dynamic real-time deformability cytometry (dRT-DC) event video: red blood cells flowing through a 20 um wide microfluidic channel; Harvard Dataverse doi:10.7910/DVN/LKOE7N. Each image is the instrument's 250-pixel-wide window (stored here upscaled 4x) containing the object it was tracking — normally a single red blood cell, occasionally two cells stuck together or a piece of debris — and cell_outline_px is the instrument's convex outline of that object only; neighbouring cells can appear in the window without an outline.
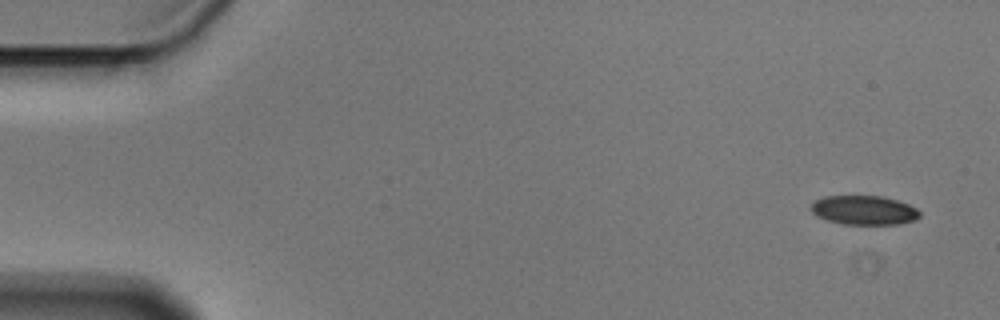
{"species": "Egyptian fruit bat (a non-hibernating species)", "species_latin": "Rousettus aegyptiacus", "temperature_condition": "cold", "stored_images_in_passage": 7, "camera_frame_rate_fps": 3000, "um_per_image_px": 0.085, "animal": {"sex": "male"}, "frame": {"image": 1, "passage_image": 1, "time_ms": 0.0, "image_size_px": [1000, 320], "cell_outline_px": [[920, 216], [916, 220], [900, 224], [840, 224], [816, 216], [812, 212], [812, 204], [816, 200], [824, 196], [880, 196], [896, 200], [908, 204], [916, 208], [920, 212]], "centroid_in_image_um": [73.46, 17.87], "position_along_channel_um": 11.5, "area_um2": 18.44}}
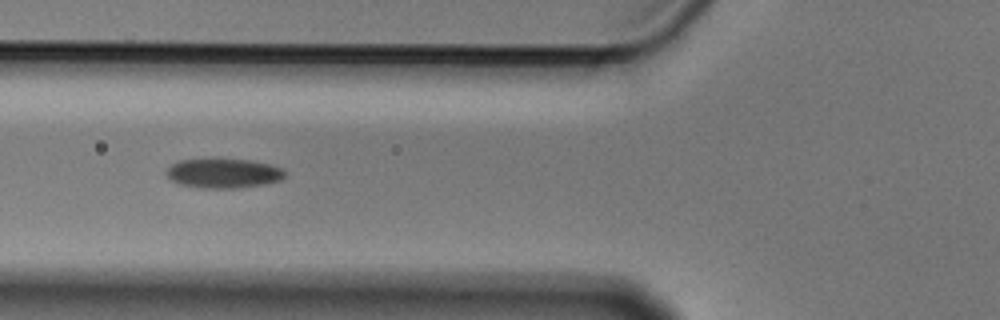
{"frame": {"image": 2, "passage_image": 6, "time_ms": 1.667, "image_size_px": [1000, 320], "cell_outline_px": [[284, 176], [280, 180], [264, 184], [236, 188], [200, 188], [180, 184], [168, 180], [164, 172], [172, 164], [180, 160], [252, 160], [268, 164], [280, 168], [284, 172]], "centroid_in_image_um": [18.93, 14.75], "position_along_channel_um": 106.9, "area_um2": 20.11}}
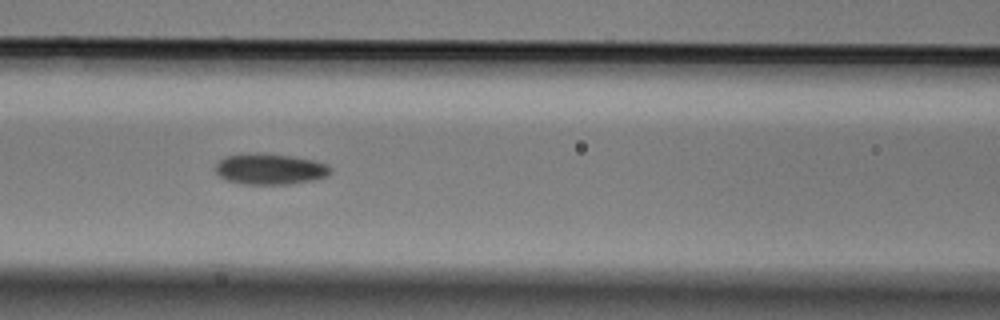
{"frame": {"image": 3, "passage_image": 7, "time_ms": 2.0, "image_size_px": [1000, 320], "cell_outline_px": [[332, 172], [328, 176], [312, 180], [288, 184], [244, 184], [224, 180], [212, 168], [224, 156], [256, 152], [260, 152], [288, 156], [312, 160], [328, 164], [332, 168]], "centroid_in_image_um": [22.92, 14.37], "position_along_channel_um": 143.7, "area_um2": 20.92}}